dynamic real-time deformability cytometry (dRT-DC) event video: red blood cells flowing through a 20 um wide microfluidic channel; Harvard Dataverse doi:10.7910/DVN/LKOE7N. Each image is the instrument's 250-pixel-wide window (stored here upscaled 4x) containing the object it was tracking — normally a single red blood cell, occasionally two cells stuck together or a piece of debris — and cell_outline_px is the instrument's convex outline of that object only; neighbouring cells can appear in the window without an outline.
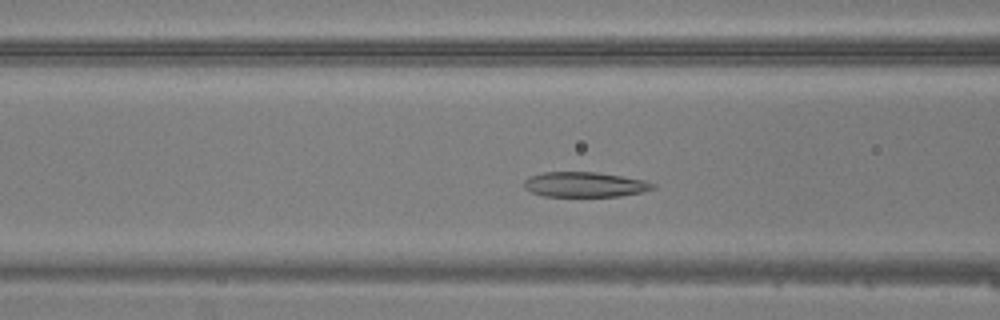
{"species": "common noctule bat (a hibernating species)", "species_latin": "Nyctalus noctula", "temperature_condition": "warm", "stored_images_in_passage": 42, "camera_frame_rate_fps": 3000, "um_per_image_px": 0.085, "animal": {"sex": "male", "body_mass_g": 20.5, "forearm_length_mm": 52.5}, "frame": {"image": 1, "passage_image": 13, "time_ms": 4.0, "image_size_px": [1000, 320], "cell_outline_px": [[656, 188], [640, 192], [620, 196], [544, 196], [532, 192], [524, 188], [524, 180], [532, 176], [544, 172], [596, 172], [644, 180], [656, 184]], "centroid_in_image_um": [49.71, 15.68], "position_along_channel_um": 116.9, "area_um2": 18.61}}
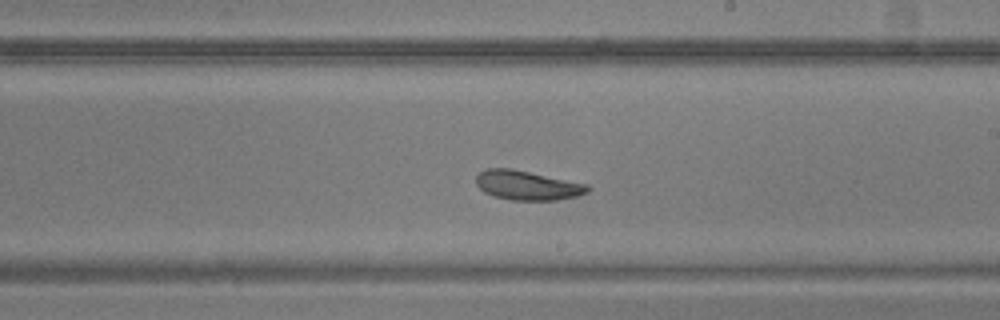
{"frame": {"image": 2, "passage_image": 22, "time_ms": 7.0, "image_size_px": [1000, 320], "cell_outline_px": [[592, 188], [588, 192], [576, 196], [556, 200], [512, 200], [492, 196], [484, 192], [476, 184], [476, 176], [480, 172], [488, 168], [512, 168], [588, 184]], "centroid_in_image_um": [44.83, 15.75], "position_along_channel_um": 244.2, "area_um2": 19.19}}
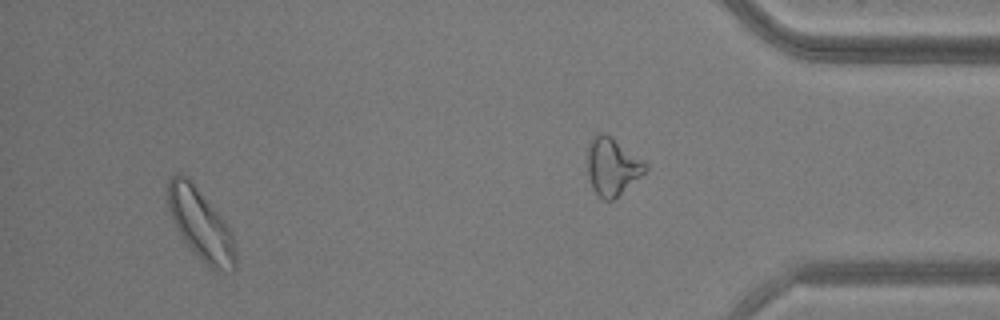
{"frame": {"image": 3, "passage_image": 39, "time_ms": 12.667, "image_size_px": [1000, 320], "cell_outline_px": [[236, 268], [232, 272], [216, 272], [208, 268], [200, 260], [180, 236], [176, 228], [168, 208], [168, 180], [172, 176], [180, 172], [188, 176], [224, 220], [232, 232], [236, 248]], "centroid_in_image_um": [17.08, 19.13], "position_along_channel_um": 418.1, "area_um2": 28.5}}